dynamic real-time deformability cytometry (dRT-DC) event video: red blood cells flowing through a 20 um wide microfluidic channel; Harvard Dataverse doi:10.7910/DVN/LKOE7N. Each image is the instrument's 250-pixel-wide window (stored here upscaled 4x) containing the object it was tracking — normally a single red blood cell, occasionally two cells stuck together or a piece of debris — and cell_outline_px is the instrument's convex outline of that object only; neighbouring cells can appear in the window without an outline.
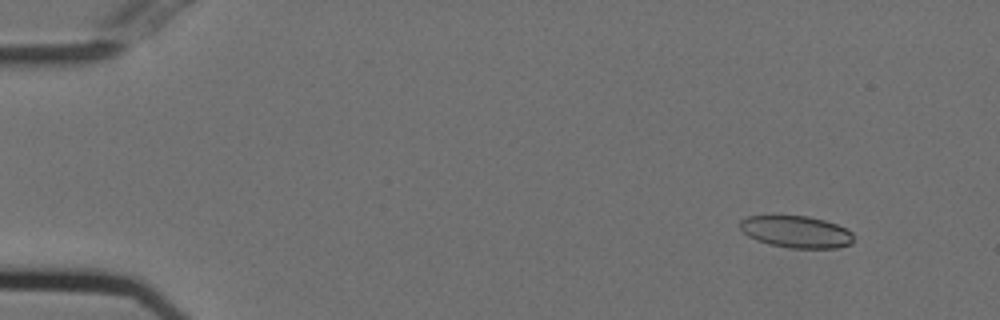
{"species": "Egyptian fruit bat (a non-hibernating species)", "species_latin": "Rousettus aegyptiacus", "temperature_condition": "cold", "stored_images_in_passage": 54, "camera_frame_rate_fps": 3000, "um_per_image_px": 0.085, "animal": {"sex": "female"}, "frame": {"image": 1, "passage_image": 5, "time_ms": 1.333, "image_size_px": [1000, 320], "cell_outline_px": [[852, 244], [836, 248], [788, 248], [768, 244], [756, 240], [748, 236], [740, 228], [740, 220], [748, 216], [808, 216], [824, 220], [836, 224], [852, 232]], "centroid_in_image_um": [67.67, 19.71], "position_along_channel_um": 17.3, "area_um2": 21.1}}
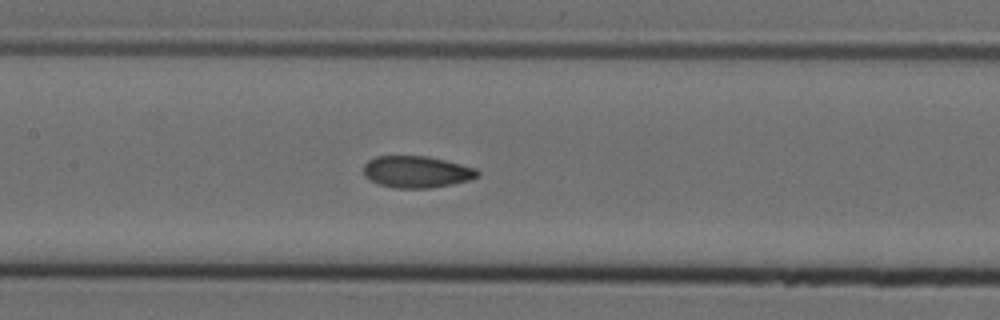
{"frame": {"image": 2, "passage_image": 26, "time_ms": 8.333, "image_size_px": [1000, 320], "cell_outline_px": [[480, 176], [468, 180], [452, 184], [428, 188], [392, 188], [380, 184], [364, 176], [364, 164], [368, 160], [376, 156], [428, 156], [476, 168], [480, 172]], "centroid_in_image_um": [35.42, 14.6], "position_along_channel_um": 172.0, "area_um2": 21.04}}
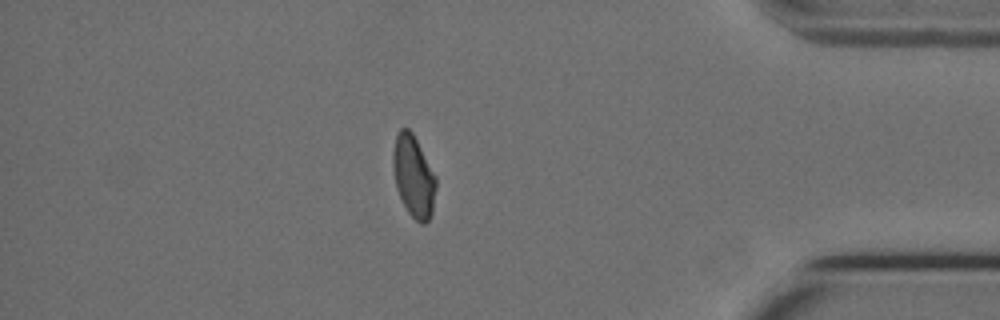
{"frame": {"image": 3, "passage_image": 47, "time_ms": 15.333, "image_size_px": [1000, 320], "cell_outline_px": [[436, 188], [432, 212], [428, 220], [424, 224], [420, 224], [408, 212], [396, 188], [392, 164], [392, 156], [396, 136], [400, 128], [408, 128], [412, 132], [436, 176]], "centroid_in_image_um": [35.15, 14.99], "position_along_channel_um": 400.1, "area_um2": 20.35}, "authors_computed_cell_mechanics": {"area_um2": 21.2126, "velocity_mm_per_s": 3.7429, "shape_relaxation_time_tau1_ms": 9.1114, "shape_relaxation_time_tau2_ms": 1.5496, "deformation_change_tau1": 0.1726, "deformation_change_tau2": 0.0644}}